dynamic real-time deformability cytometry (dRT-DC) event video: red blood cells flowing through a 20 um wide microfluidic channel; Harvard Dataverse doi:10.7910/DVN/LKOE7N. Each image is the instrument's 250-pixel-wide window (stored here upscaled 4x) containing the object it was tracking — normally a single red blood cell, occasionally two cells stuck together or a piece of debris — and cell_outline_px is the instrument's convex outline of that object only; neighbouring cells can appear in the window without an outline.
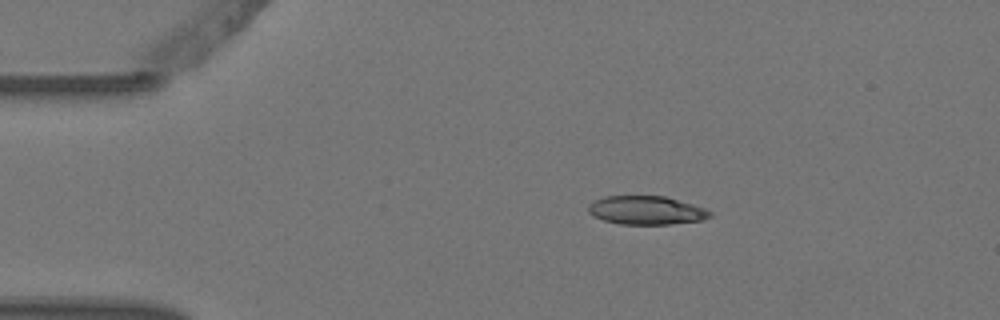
{"species": "Egyptian fruit bat (a non-hibernating species)", "species_latin": "Rousettus aegyptiacus", "temperature_condition": "warm", "stored_images_in_passage": 7, "camera_frame_rate_fps": 3000, "um_per_image_px": 0.085, "animal": {"sex": "female"}, "frame": {"image": 1, "passage_image": 1, "time_ms": 0.0, "image_size_px": [1000, 320], "cell_outline_px": [[712, 216], [704, 220], [668, 224], [620, 224], [604, 220], [592, 216], [588, 212], [588, 204], [604, 196], [664, 196], [692, 204], [704, 208], [712, 212]], "centroid_in_image_um": [54.93, 17.88], "position_along_channel_um": 30.1, "area_um2": 20.23}}
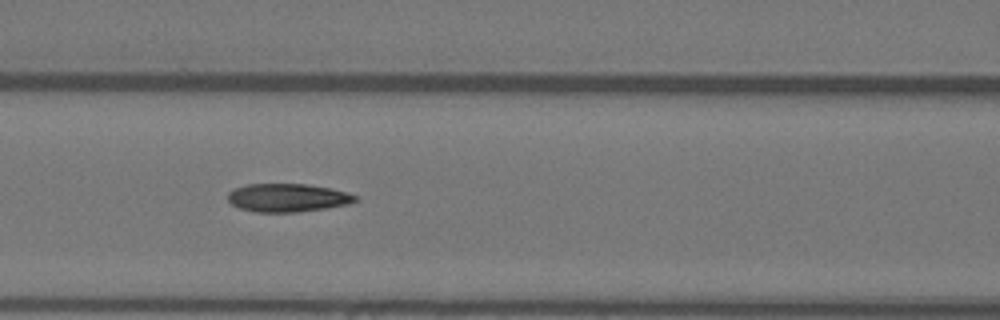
{"frame": {"image": 2, "passage_image": 4, "time_ms": 1.0, "image_size_px": [1000, 320], "cell_outline_px": [[356, 200], [348, 204], [324, 208], [296, 212], [256, 212], [240, 208], [232, 204], [228, 200], [228, 192], [236, 188], [248, 184], [304, 184], [328, 188], [348, 192], [356, 196]], "centroid_in_image_um": [24.42, 16.81], "position_along_channel_um": 142.2, "area_um2": 20.69}}
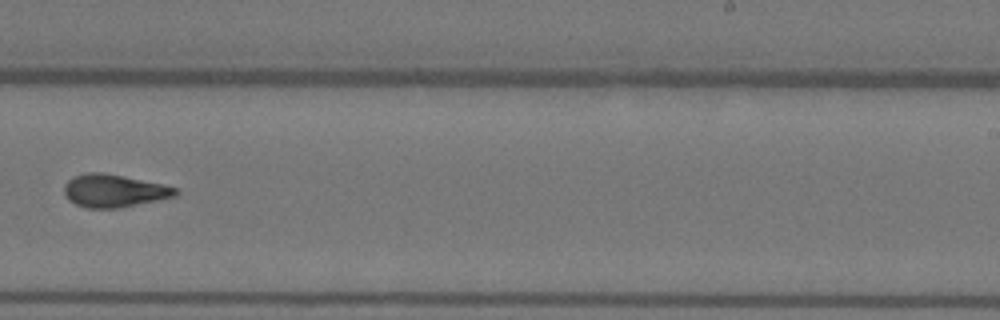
{"frame": {"image": 3, "passage_image": 7, "time_ms": 2.0, "image_size_px": [1000, 320], "cell_outline_px": [[180, 192], [176, 196], [120, 208], [84, 208], [68, 200], [64, 192], [64, 184], [68, 180], [76, 176], [88, 172], [100, 172], [160, 184], [176, 188]], "centroid_in_image_um": [9.65, 16.24], "position_along_channel_um": 279.3, "area_um2": 20.98}}